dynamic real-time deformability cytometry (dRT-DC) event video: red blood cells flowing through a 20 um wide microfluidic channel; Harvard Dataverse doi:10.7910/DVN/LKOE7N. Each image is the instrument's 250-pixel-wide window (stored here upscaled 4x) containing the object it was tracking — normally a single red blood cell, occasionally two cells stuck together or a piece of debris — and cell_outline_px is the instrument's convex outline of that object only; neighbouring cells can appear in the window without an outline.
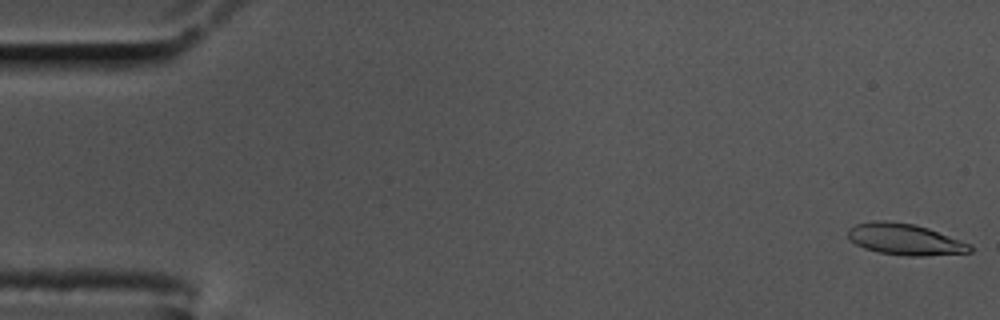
{"species": "common noctule bat (a hibernating species)", "species_latin": "Nyctalus noctula", "temperature_condition": "cold", "stored_images_in_passage": 58, "camera_frame_rate_fps": 3000, "um_per_image_px": 0.085, "animal": {"sex": "male", "body_mass_g": 17.5, "forearm_length_mm": 52.3}, "frame": {"image": 1, "passage_image": 1, "time_ms": 0.0, "image_size_px": [1000, 320], "cell_outline_px": [[972, 252], [924, 256], [908, 256], [880, 252], [864, 248], [848, 240], [848, 228], [856, 224], [876, 220], [888, 220], [916, 224], [928, 228], [972, 244]], "centroid_in_image_um": [76.92, 20.33], "position_along_channel_um": 8.1, "area_um2": 22.43}}
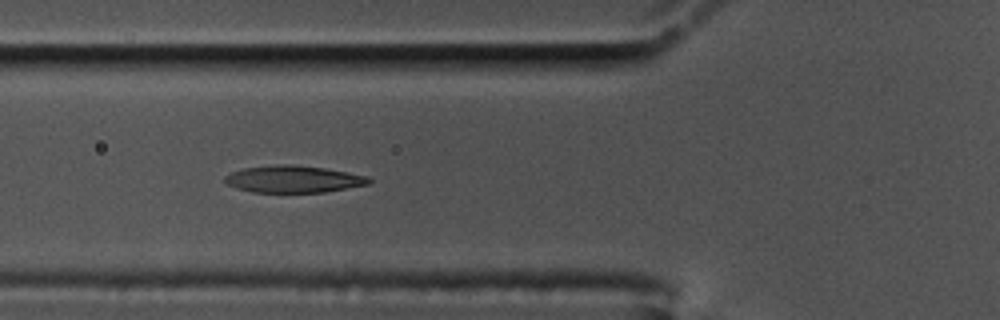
{"frame": {"image": 2, "passage_image": 21, "time_ms": 6.667, "image_size_px": [1000, 320], "cell_outline_px": [[372, 180], [368, 184], [324, 192], [252, 192], [236, 188], [228, 184], [224, 180], [224, 176], [232, 172], [244, 168], [280, 164], [292, 164], [324, 168], [348, 172], [368, 176]], "centroid_in_image_um": [24.93, 15.22], "position_along_channel_um": 100.9, "area_um2": 22.54}}
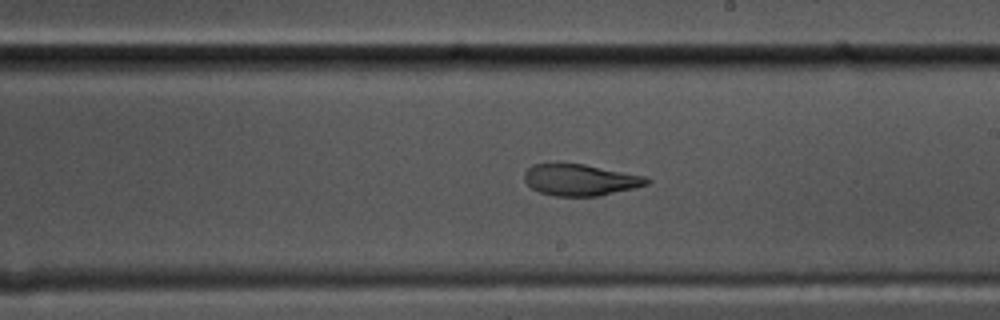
{"frame": {"image": 3, "passage_image": 33, "time_ms": 10.667, "image_size_px": [1000, 320], "cell_outline_px": [[652, 180], [648, 184], [636, 188], [600, 196], [556, 196], [540, 192], [532, 188], [524, 180], [524, 172], [532, 164], [556, 160], [584, 164], [648, 176]], "centroid_in_image_um": [49.32, 15.25], "position_along_channel_um": 239.7, "area_um2": 23.35}, "authors_computed_cell_mechanics": {"area_um2": 23.0622, "velocity_mm_per_s": 3.4799, "shape_relaxation_time_tau1_ms": null, "shape_relaxation_time_tau2_ms": 2.038, "deformation_change_tau1": null, "deformation_change_tau2": 0.0969}}